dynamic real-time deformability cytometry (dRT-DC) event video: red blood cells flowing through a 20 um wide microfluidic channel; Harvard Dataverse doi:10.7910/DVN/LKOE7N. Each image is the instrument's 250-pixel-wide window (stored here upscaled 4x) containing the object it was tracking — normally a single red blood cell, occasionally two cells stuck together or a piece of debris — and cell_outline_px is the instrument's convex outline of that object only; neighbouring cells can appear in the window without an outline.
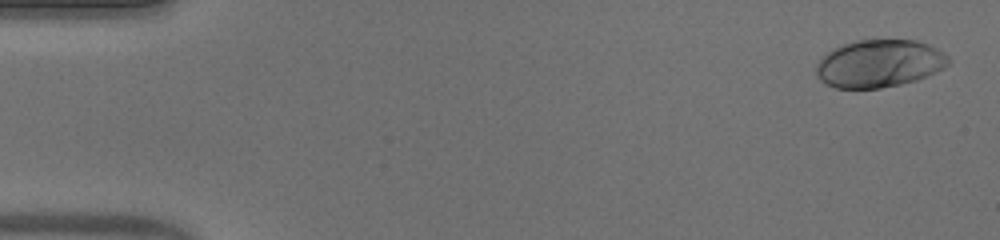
{"species": "human", "species_latin": "Homo sapiens", "temperature_condition": "warm", "stored_images_in_passage": 52, "camera_frame_rate_fps": 3000, "um_per_image_px": 0.085, "donor": {"sex": "male"}, "frame": {"image": 1, "passage_image": 2, "time_ms": 0.333, "image_size_px": [1000, 240], "cell_outline_px": [[948, 64], [944, 68], [936, 72], [916, 80], [900, 84], [880, 88], [836, 88], [820, 80], [816, 76], [816, 64], [828, 52], [844, 44], [856, 40], [916, 40], [928, 44], [936, 48], [948, 56]], "centroid_in_image_um": [74.74, 5.4], "position_along_channel_um": 10.3, "area_um2": 36.41}}
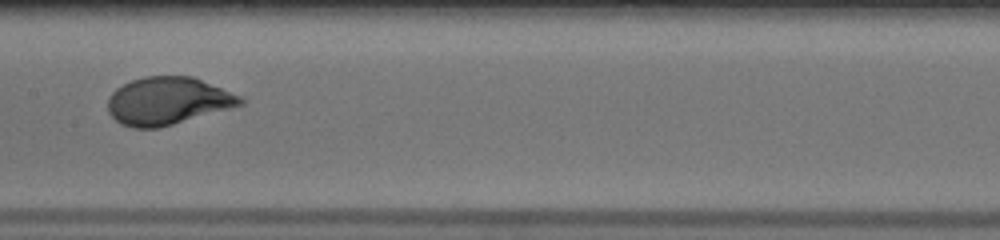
{"frame": {"image": 2, "passage_image": 27, "time_ms": 8.667, "image_size_px": [1000, 240], "cell_outline_px": [[244, 104], [160, 128], [132, 128], [120, 124], [108, 112], [108, 96], [116, 88], [132, 80], [144, 76], [192, 76], [240, 96], [244, 100]], "centroid_in_image_um": [14.22, 8.59], "position_along_channel_um": 193.2, "area_um2": 36.65}}
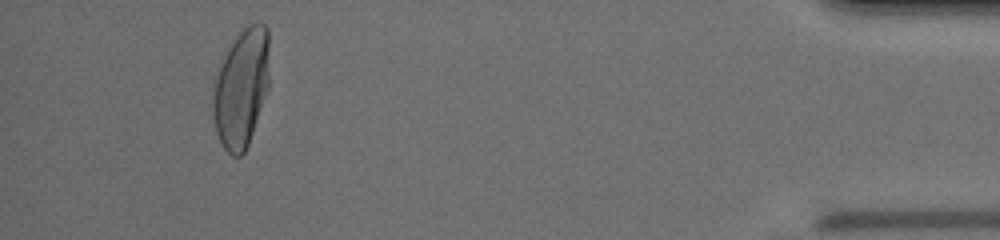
{"frame": {"image": 3, "passage_image": 49, "time_ms": 16.0, "image_size_px": [1000, 240], "cell_outline_px": [[268, 88], [248, 144], [244, 152], [240, 156], [232, 156], [224, 148], [216, 132], [212, 116], [212, 80], [232, 40], [240, 28], [248, 24], [264, 24], [268, 28]], "centroid_in_image_um": [20.47, 7.45], "position_along_channel_um": 414.7, "area_um2": 39.3}, "authors_computed_cell_mechanics": {"area_um2": 36.4718, "velocity_mm_per_s": 3.9123, "shape_relaxation_time_tau1_ms": 3.9503, "shape_relaxation_time_tau2_ms": null, "deformation_change_tau1": 0.2095, "deformation_change_tau2": null}}